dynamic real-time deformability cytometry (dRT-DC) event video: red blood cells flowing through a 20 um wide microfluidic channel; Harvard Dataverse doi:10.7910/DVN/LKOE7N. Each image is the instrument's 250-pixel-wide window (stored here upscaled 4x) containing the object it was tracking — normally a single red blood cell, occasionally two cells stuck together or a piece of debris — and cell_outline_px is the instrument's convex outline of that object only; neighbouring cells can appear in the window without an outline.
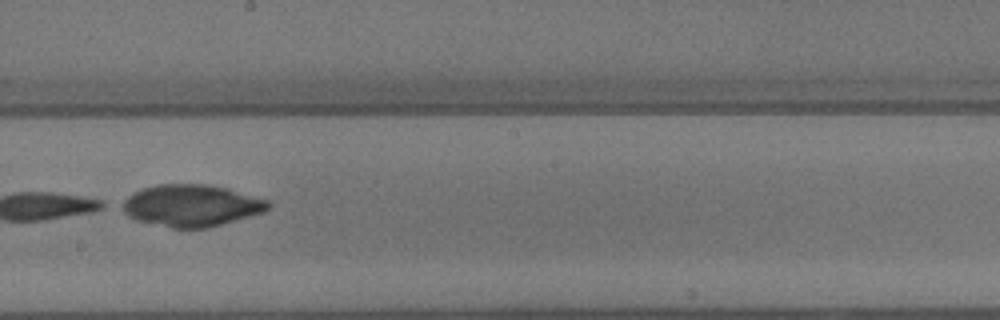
{"species": "common noctule bat (a hibernating species)", "species_latin": "Nyctalus noctula", "temperature_condition": "warm", "stored_images_in_passage": 46, "camera_frame_rate_fps": 3000, "um_per_image_px": 0.085, "animal": {"sex": "male", "body_mass_g": 13.3}, "frame": {"image": 1, "passage_image": 27, "time_ms": 8.667, "image_size_px": [1000, 320], "cell_outline_px": [[272, 204], [264, 212], [208, 228], [172, 228], [136, 220], [128, 216], [116, 208], [116, 204], [132, 192], [156, 184], [204, 184], [228, 188], [268, 200]], "centroid_in_image_um": [16.18, 17.47], "position_along_channel_um": 232.0, "area_um2": 36.13}}